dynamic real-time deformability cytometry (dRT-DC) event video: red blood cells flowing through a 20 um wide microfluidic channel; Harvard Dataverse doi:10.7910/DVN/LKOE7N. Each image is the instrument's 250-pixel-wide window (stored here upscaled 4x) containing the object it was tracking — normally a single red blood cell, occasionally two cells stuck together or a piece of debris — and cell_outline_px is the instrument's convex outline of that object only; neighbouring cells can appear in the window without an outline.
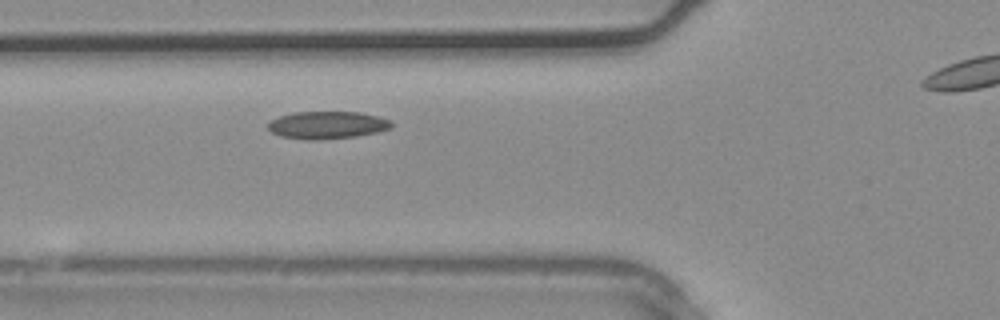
{"species": "common noctule bat (a hibernating species)", "species_latin": "Nyctalus noctula", "temperature_condition": "warm", "stored_images_in_passage": 23, "camera_frame_rate_fps": 3000, "um_per_image_px": 0.085, "animal": {"sex": "male", "body_mass_g": 20.4}, "frame": {"image": 1, "passage_image": 4, "time_ms": 1.0, "image_size_px": [1000, 320], "cell_outline_px": [[392, 128], [376, 132], [356, 136], [312, 140], [308, 140], [280, 136], [272, 132], [268, 128], [268, 124], [272, 120], [280, 116], [296, 112], [360, 112], [376, 116], [388, 120], [392, 124]], "centroid_in_image_um": [27.8, 10.63], "position_along_channel_um": 98.0, "area_um2": 19.48}}